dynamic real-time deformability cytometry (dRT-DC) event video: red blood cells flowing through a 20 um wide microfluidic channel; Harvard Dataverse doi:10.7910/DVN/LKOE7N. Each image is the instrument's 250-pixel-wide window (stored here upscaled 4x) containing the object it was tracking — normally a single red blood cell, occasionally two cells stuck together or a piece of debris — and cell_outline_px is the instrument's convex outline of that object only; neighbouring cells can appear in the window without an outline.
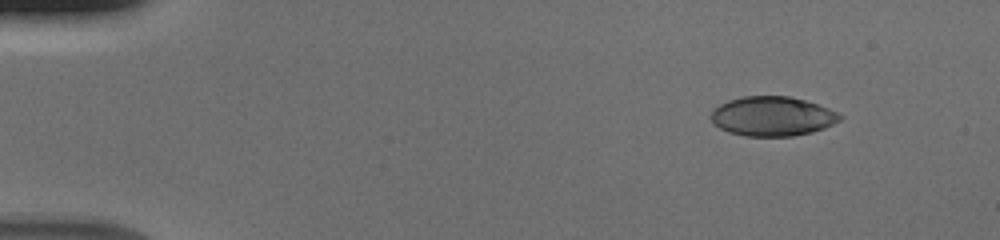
{"species": "human", "species_latin": "Homo sapiens", "temperature_condition": "cold", "stored_images_in_passage": 48, "camera_frame_rate_fps": 3000, "um_per_image_px": 0.085, "donor": {"sex": "male"}, "frame": {"image": 1, "passage_image": 1, "time_ms": 0.0, "image_size_px": [1000, 240], "cell_outline_px": [[844, 116], [840, 120], [824, 128], [812, 132], [792, 136], [744, 136], [728, 132], [720, 128], [712, 120], [712, 112], [720, 104], [728, 100], [744, 96], [788, 96], [804, 100], [828, 108]], "centroid_in_image_um": [65.66, 9.89], "position_along_channel_um": 19.3, "area_um2": 29.42}}
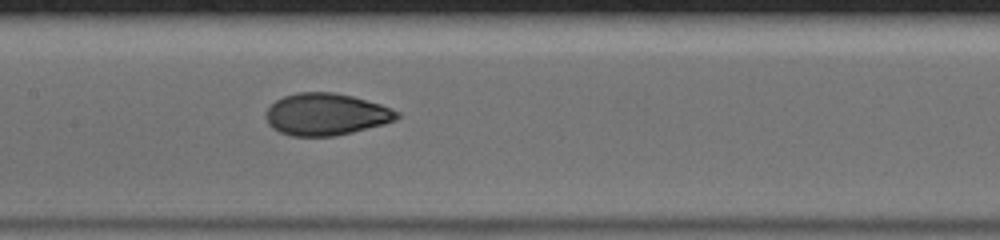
{"frame": {"image": 2, "passage_image": 22, "time_ms": 7.0, "image_size_px": [1000, 240], "cell_outline_px": [[400, 116], [396, 120], [384, 124], [352, 132], [332, 136], [292, 136], [280, 132], [272, 128], [268, 124], [264, 116], [264, 112], [276, 100], [284, 96], [296, 92], [332, 92], [352, 96], [380, 104], [400, 112]], "centroid_in_image_um": [27.69, 9.71], "position_along_channel_um": 179.7, "area_um2": 32.14}}
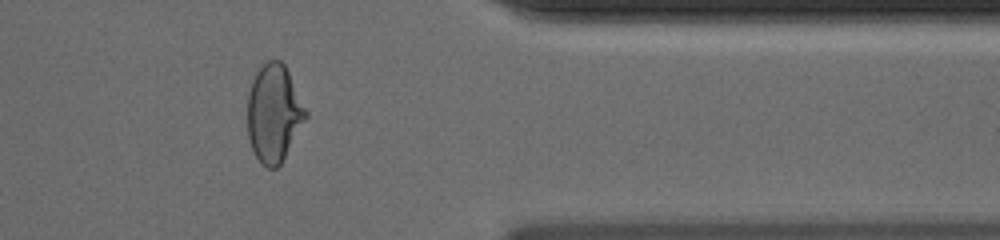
{"frame": {"image": 3, "passage_image": 39, "time_ms": 12.667, "image_size_px": [1000, 240], "cell_outline_px": [[308, 116], [280, 164], [276, 168], [268, 168], [260, 164], [252, 148], [248, 136], [248, 92], [252, 80], [256, 72], [268, 60], [280, 60], [284, 64], [308, 112]], "centroid_in_image_um": [23.28, 9.64], "position_along_channel_um": 388.1, "area_um2": 32.89}}